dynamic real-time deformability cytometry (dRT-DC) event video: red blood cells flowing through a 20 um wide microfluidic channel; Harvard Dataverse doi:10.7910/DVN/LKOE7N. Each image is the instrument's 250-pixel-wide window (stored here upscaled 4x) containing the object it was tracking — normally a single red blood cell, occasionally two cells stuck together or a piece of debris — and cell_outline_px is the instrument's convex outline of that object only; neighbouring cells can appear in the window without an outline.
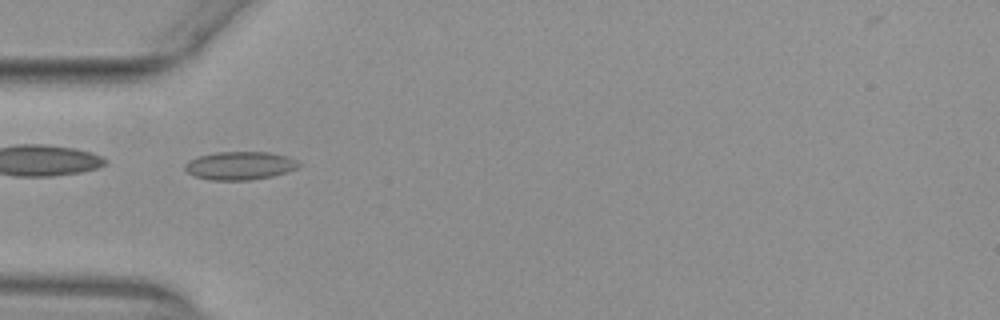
{"species": "common noctule bat (a hibernating species)", "species_latin": "Nyctalus noctula", "temperature_condition": "warm", "stored_images_in_passage": 55, "camera_frame_rate_fps": 3000, "um_per_image_px": 0.085, "animal": {"sex": "female", "body_mass_g": 29.2, "forearm_length_mm": 56.3}, "frame": {"image": 1, "passage_image": 19, "time_ms": 6.0, "image_size_px": [1000, 320], "cell_outline_px": [[300, 164], [296, 168], [288, 172], [272, 176], [252, 180], [212, 180], [196, 176], [188, 172], [184, 168], [184, 164], [188, 160], [200, 156], [216, 152], [268, 152], [288, 156], [296, 160]], "centroid_in_image_um": [20.4, 14.08], "position_along_channel_um": 64.6, "area_um2": 18.67}}
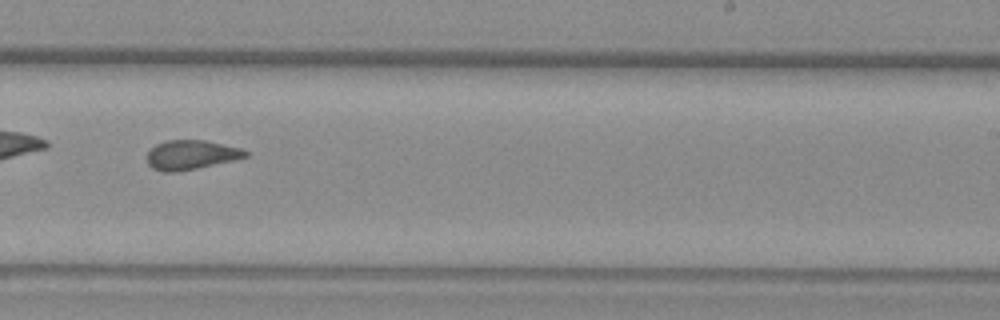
{"frame": {"image": 2, "passage_image": 35, "time_ms": 11.333, "image_size_px": [1000, 320], "cell_outline_px": [[248, 156], [232, 160], [196, 168], [176, 172], [164, 172], [152, 168], [148, 164], [148, 152], [156, 144], [168, 140], [204, 140], [240, 148], [248, 152]], "centroid_in_image_um": [16.21, 13.16], "position_along_channel_um": 272.8, "area_um2": 16.53}}
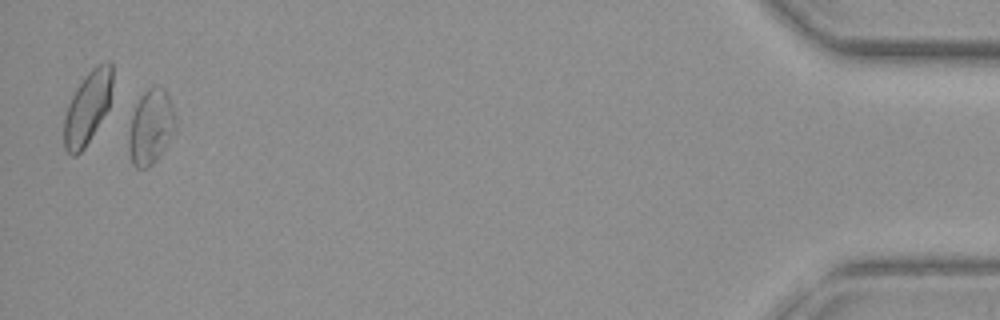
{"frame": {"image": 3, "passage_image": 53, "time_ms": 17.333, "image_size_px": [1000, 320], "cell_outline_px": [[176, 128], [164, 148], [156, 160], [148, 168], [136, 168], [132, 164], [128, 152], [128, 136], [132, 116], [136, 104], [140, 96], [148, 88], [164, 88], [168, 92], [176, 116]], "centroid_in_image_um": [12.81, 10.8], "position_along_channel_um": 422.4, "area_um2": 20.46}, "authors_computed_cell_mechanics": {"area_um2": 18.3804, "velocity_mm_per_s": 3.9232, "shape_relaxation_time_tau1_ms": null, "shape_relaxation_time_tau2_ms": 1.4004, "deformation_change_tau1": null, "deformation_change_tau2": 0.0689}}